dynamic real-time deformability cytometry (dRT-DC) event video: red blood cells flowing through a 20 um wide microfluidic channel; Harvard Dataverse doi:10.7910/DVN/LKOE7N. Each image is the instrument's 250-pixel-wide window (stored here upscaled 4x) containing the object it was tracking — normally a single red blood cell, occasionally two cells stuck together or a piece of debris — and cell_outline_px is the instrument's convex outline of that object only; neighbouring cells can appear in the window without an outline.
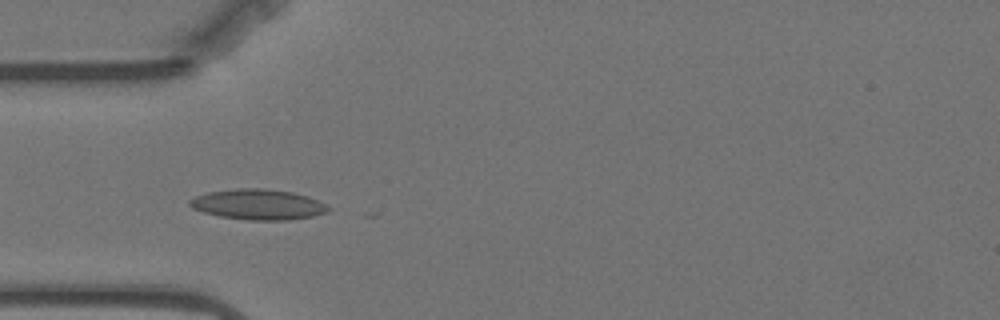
{"species": "Egyptian fruit bat (a non-hibernating species)", "species_latin": "Rousettus aegyptiacus", "temperature_condition": "warm", "stored_images_in_passage": 5, "camera_frame_rate_fps": 3000, "um_per_image_px": 0.085, "animal": {"sex": "female"}, "frame": {"image": 1, "passage_image": 3, "time_ms": 0.667, "image_size_px": [1000, 320], "cell_outline_px": [[332, 208], [328, 212], [312, 216], [288, 220], [248, 220], [220, 216], [204, 212], [192, 208], [188, 204], [188, 200], [196, 196], [208, 192], [236, 188], [264, 188], [292, 192], [308, 196]], "centroid_in_image_um": [21.93, 17.37], "position_along_channel_um": 63.1, "area_um2": 24.57}}